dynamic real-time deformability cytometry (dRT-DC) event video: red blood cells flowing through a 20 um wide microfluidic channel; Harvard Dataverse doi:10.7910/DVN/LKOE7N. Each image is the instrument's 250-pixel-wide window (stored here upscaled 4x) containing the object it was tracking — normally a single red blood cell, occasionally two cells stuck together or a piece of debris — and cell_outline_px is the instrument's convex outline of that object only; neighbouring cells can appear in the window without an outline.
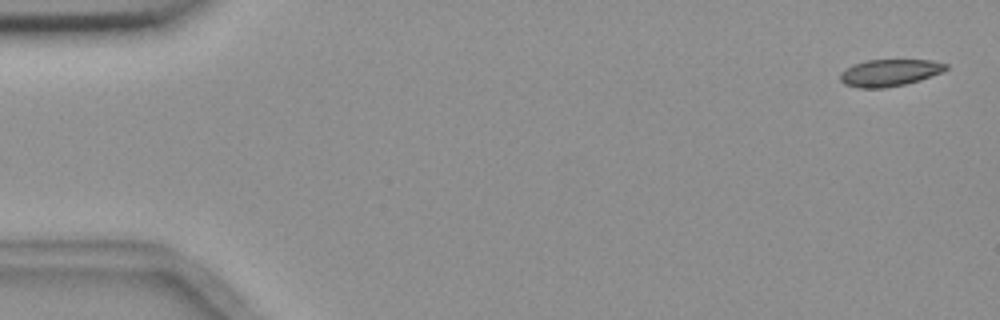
{"species": "common noctule bat (a hibernating species)", "species_latin": "Nyctalus noctula", "temperature_condition": "room temperature", "stored_images_in_passage": 3, "camera_frame_rate_fps": 3000, "um_per_image_px": 0.085, "animal": {"sex": "female", "body_mass_g": 18.4}, "frame": {"image": 1, "passage_image": 1, "time_ms": 0.0, "image_size_px": [1000, 320], "cell_outline_px": [[948, 68], [940, 72], [920, 80], [904, 84], [884, 88], [860, 88], [844, 84], [840, 80], [840, 72], [844, 68], [852, 64], [864, 60], [932, 60], [948, 64]], "centroid_in_image_um": [75.56, 6.17], "position_along_channel_um": 9.4, "area_um2": 16.65}}